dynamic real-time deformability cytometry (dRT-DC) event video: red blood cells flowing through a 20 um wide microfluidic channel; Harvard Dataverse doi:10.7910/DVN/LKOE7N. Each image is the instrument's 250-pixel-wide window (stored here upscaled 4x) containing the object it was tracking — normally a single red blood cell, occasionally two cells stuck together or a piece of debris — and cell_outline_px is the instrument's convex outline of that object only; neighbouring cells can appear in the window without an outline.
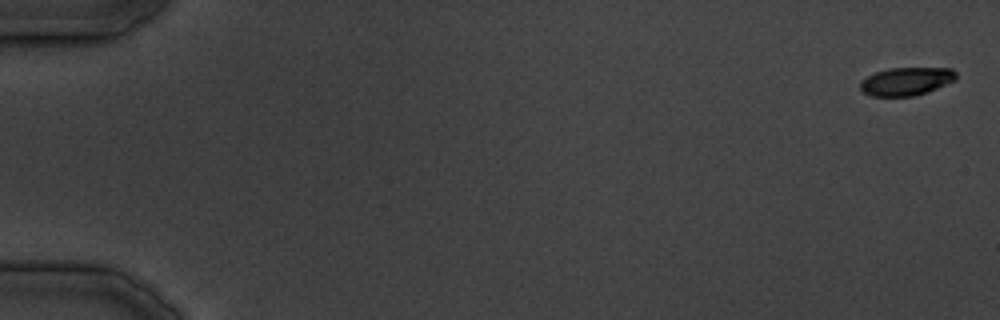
{"species": "common noctule bat (a hibernating species)", "species_latin": "Nyctalus noctula", "temperature_condition": "cold", "stored_images_in_passage": 29, "camera_frame_rate_fps": 3000, "um_per_image_px": 0.085, "animal": {"sex": "male", "body_mass_g": 19.5, "forearm_length_mm": 54.6}, "frame": {"image": 1, "passage_image": 1, "time_ms": 0.0, "image_size_px": [1000, 320], "cell_outline_px": [[956, 80], [928, 92], [916, 96], [872, 96], [864, 92], [860, 88], [860, 80], [876, 72], [888, 68], [952, 68], [956, 72]], "centroid_in_image_um": [77.05, 6.91], "position_along_channel_um": 7.9, "area_um2": 15.78}}
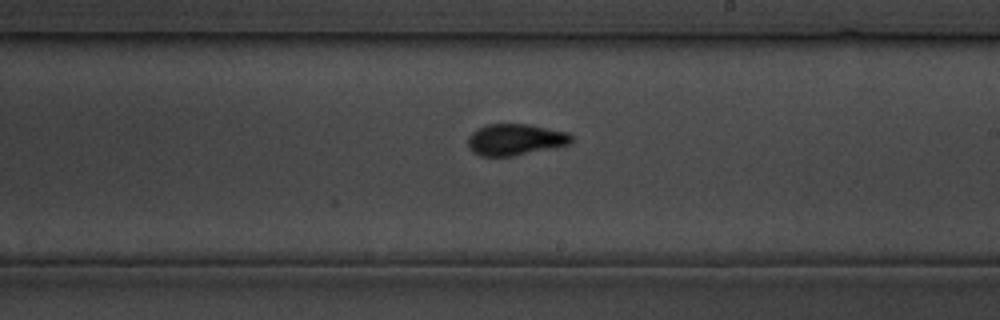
{"frame": {"image": 2, "passage_image": 23, "time_ms": 27.0, "image_size_px": [1000, 320], "cell_outline_px": [[572, 140], [568, 144], [512, 156], [480, 156], [472, 152], [468, 148], [468, 136], [472, 132], [488, 124], [528, 124], [568, 132], [572, 136]], "centroid_in_image_um": [43.76, 11.86], "position_along_channel_um": 245.2, "area_um2": 18.73}}
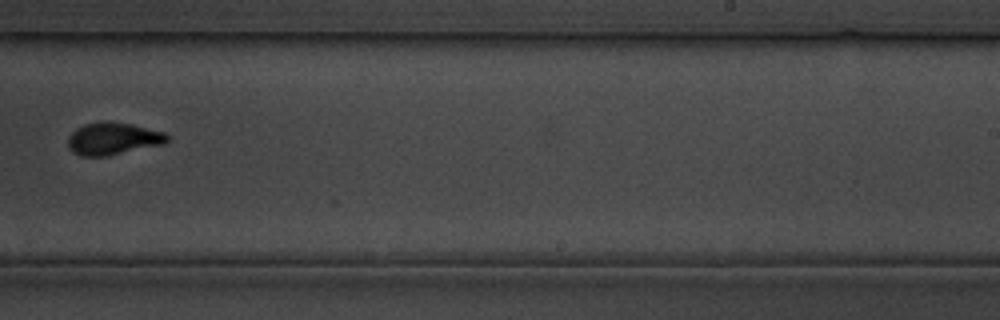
{"frame": {"image": 3, "passage_image": 25, "time_ms": 29.333, "image_size_px": [1000, 320], "cell_outline_px": [[168, 140], [164, 144], [104, 156], [80, 156], [72, 152], [68, 148], [68, 136], [76, 128], [84, 124], [108, 120], [132, 124], [164, 132], [168, 136]], "centroid_in_image_um": [9.57, 11.77], "position_along_channel_um": 279.4, "area_um2": 18.73}}